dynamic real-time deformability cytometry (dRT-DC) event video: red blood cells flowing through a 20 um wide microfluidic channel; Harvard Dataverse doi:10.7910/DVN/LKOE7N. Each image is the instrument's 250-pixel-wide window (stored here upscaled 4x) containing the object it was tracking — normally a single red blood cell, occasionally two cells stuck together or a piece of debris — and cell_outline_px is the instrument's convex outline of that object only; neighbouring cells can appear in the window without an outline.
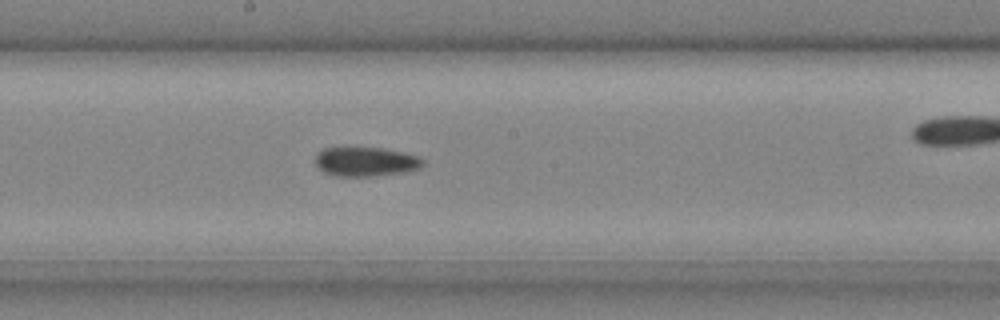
{"species": "common noctule bat (a hibernating species)", "species_latin": "Nyctalus noctula", "temperature_condition": "cold", "stored_images_in_passage": 25, "camera_frame_rate_fps": 3000, "um_per_image_px": 0.085, "animal": {"sex": "male", "body_mass_g": 20.4}, "frame": {"image": 1, "passage_image": 15, "time_ms": 4.667, "image_size_px": [1000, 320], "cell_outline_px": [[424, 164], [420, 168], [404, 172], [372, 176], [336, 176], [324, 172], [316, 164], [316, 152], [324, 148], [384, 148], [404, 152], [420, 156], [424, 160]], "centroid_in_image_um": [31.12, 13.74], "position_along_channel_um": 217.1, "area_um2": 18.38}}